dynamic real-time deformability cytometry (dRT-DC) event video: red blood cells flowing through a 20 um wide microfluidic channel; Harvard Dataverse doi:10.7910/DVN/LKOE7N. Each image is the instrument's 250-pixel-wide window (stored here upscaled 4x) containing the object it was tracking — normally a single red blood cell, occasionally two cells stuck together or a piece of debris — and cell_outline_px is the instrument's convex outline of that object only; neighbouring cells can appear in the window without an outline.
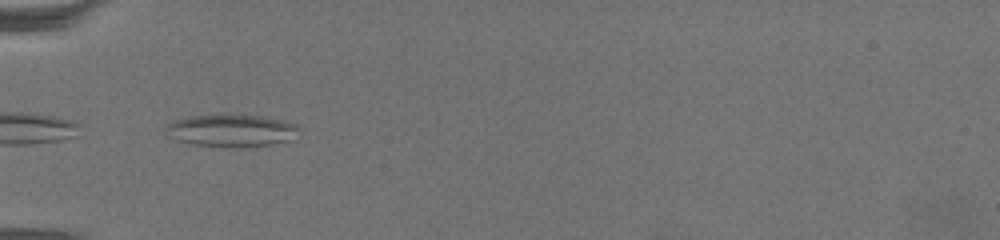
{"species": "common noctule bat (a hibernating species)", "species_latin": "Nyctalus noctula", "temperature_condition": "warm", "stored_images_in_passage": 5, "camera_frame_rate_fps": 3000, "um_per_image_px": 0.085, "animal": {"sex": "female", "body_mass_g": 19.5, "forearm_length_mm": 54.1}, "frame": {"image": 1, "passage_image": 1, "time_ms": 0.0, "image_size_px": [1000, 240], "cell_outline_px": [[300, 128], [292, 140], [272, 144], [244, 148], [228, 148], [192, 144], [176, 140], [168, 136], [164, 128], [172, 120], [192, 116], [268, 116], [284, 120], [296, 124]], "centroid_in_image_um": [19.69, 11.13], "position_along_channel_um": 65.3, "area_um2": 25.32}}